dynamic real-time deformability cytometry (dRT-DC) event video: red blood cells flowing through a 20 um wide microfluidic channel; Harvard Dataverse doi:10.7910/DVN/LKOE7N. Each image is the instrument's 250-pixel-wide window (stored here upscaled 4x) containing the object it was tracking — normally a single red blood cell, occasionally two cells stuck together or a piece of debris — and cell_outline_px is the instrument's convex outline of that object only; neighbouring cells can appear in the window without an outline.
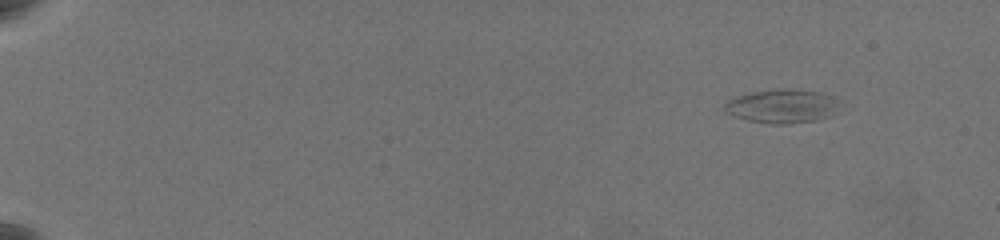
{"species": "common noctule bat (a hibernating species)", "species_latin": "Nyctalus noctula", "temperature_condition": "warm", "stored_images_in_passage": 59, "camera_frame_rate_fps": 3000, "um_per_image_px": 0.085, "animal": {"sex": "female", "body_mass_g": 19.5, "forearm_length_mm": 54.1}, "frame": {"image": 1, "passage_image": 1, "time_ms": 0.0, "image_size_px": [1000, 240], "cell_outline_px": [[832, 96], [828, 108], [824, 116], [816, 120], [784, 124], [772, 124], [748, 120], [724, 112], [724, 104], [728, 100], [752, 92], [780, 88], [784, 88], [820, 92]], "centroid_in_image_um": [66.26, 9.01], "position_along_channel_um": 18.7, "area_um2": 21.33}}
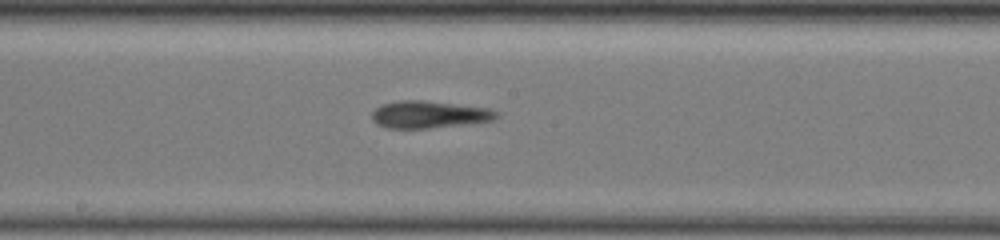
{"frame": {"image": 2, "passage_image": 33, "time_ms": 10.667, "image_size_px": [1000, 240], "cell_outline_px": [[500, 116], [492, 120], [428, 128], [388, 128], [376, 124], [372, 120], [372, 112], [376, 108], [384, 104], [400, 100], [420, 100], [488, 108], [500, 112]], "centroid_in_image_um": [36.45, 9.73], "position_along_channel_um": 211.7, "area_um2": 19.42}}
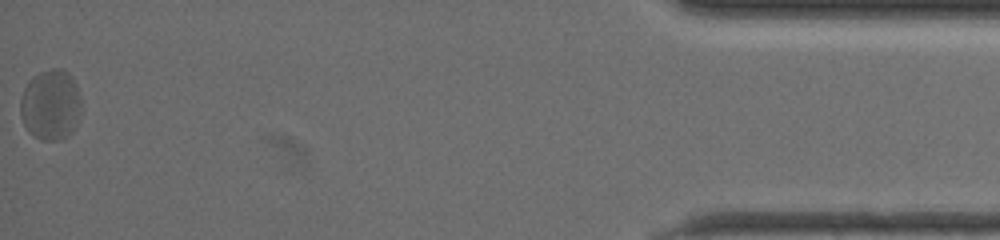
{"frame": {"image": 3, "passage_image": 59, "time_ms": 19.333, "image_size_px": [1000, 240], "cell_outline_px": [[80, 112], [76, 124], [72, 132], [68, 136], [60, 140], [40, 140], [28, 132], [24, 124], [20, 112], [20, 100], [24, 88], [28, 80], [32, 76], [40, 72], [52, 68], [64, 68], [72, 76], [76, 84], [80, 96]], "centroid_in_image_um": [4.3, 8.9], "position_along_channel_um": 430.9, "area_um2": 25.37}, "authors_computed_cell_mechanics": {"area_um2": 20.0566, "velocity_mm_per_s": 3.4072, "shape_relaxation_time_tau1_ms": 9.2246, "shape_relaxation_time_tau2_ms": 1.6516, "deformation_change_tau1": 0.2119, "deformation_change_tau2": 0.091}}